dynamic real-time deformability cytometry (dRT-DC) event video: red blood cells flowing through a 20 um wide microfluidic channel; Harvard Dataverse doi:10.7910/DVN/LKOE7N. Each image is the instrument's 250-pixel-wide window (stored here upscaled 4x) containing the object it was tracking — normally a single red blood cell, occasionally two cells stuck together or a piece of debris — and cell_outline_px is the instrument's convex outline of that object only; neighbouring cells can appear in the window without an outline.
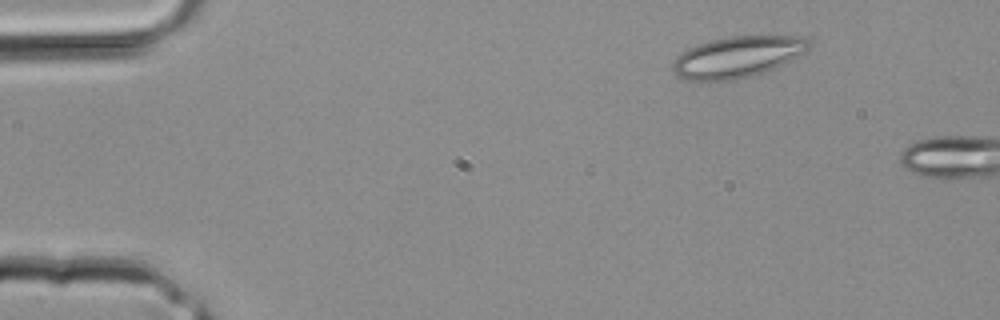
{"species": "common noctule bat (a hibernating species)", "species_latin": "Nyctalus noctula", "temperature_condition": "room temperature", "stored_images_in_passage": 2, "camera_frame_rate_fps": 3000, "um_per_image_px": 0.085, "animal": {"sex": "male", "body_mass_g": 20.4}, "frame": {"image": 1, "passage_image": 2, "time_ms": 0.333, "image_size_px": [1000, 320], "cell_outline_px": [[812, 44], [808, 52], [776, 68], [752, 76], [736, 80], [688, 80], [676, 76], [672, 68], [672, 64], [676, 56], [688, 48], [712, 40], [728, 36], [804, 36]], "centroid_in_image_um": [62.74, 4.84], "position_along_channel_um": 22.3, "area_um2": 33.0}}